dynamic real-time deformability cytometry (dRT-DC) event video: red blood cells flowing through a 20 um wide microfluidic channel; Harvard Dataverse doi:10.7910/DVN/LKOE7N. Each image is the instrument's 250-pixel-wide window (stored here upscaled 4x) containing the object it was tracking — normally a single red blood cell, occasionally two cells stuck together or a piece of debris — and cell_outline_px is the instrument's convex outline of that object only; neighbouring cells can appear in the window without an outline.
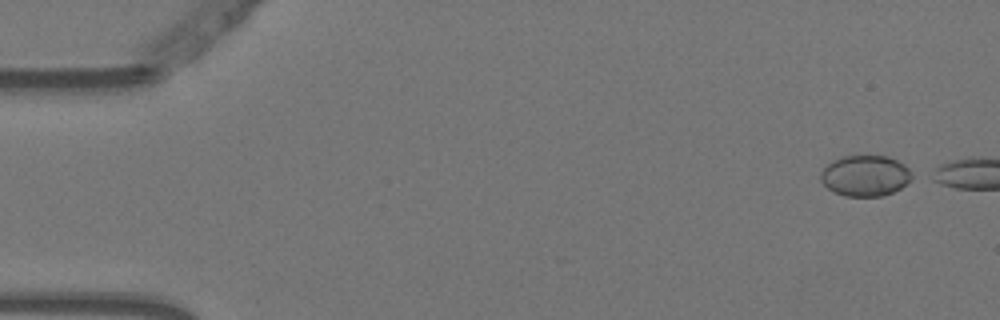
{"species": "Egyptian fruit bat (a non-hibernating species)", "species_latin": "Rousettus aegyptiacus", "temperature_condition": "warm", "stored_images_in_passage": 6, "camera_frame_rate_fps": 3000, "um_per_image_px": 0.085, "animal": {"sex": "female"}, "frame": {"image": 1, "passage_image": 1, "time_ms": 0.0, "image_size_px": [1000, 320], "cell_outline_px": [[912, 180], [900, 188], [892, 192], [880, 196], [844, 196], [832, 192], [820, 180], [820, 172], [832, 160], [844, 156], [888, 156], [904, 164], [912, 172]], "centroid_in_image_um": [73.53, 14.94], "position_along_channel_um": 11.5, "area_um2": 21.79}}